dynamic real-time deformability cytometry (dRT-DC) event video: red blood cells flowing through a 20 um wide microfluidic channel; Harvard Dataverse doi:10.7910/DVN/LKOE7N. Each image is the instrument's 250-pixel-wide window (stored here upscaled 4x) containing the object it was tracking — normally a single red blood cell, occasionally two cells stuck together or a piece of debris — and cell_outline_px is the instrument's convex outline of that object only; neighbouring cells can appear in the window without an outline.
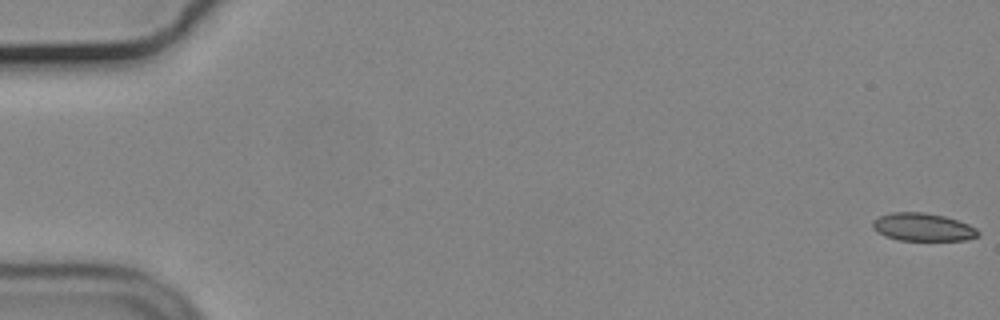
{"species": "common noctule bat (a hibernating species)", "species_latin": "Nyctalus noctula", "temperature_condition": "cold", "stored_images_in_passage": 10, "camera_frame_rate_fps": 3000, "um_per_image_px": 0.085, "animal": {"sex": "male", "body_mass_g": 19.2, "forearm_length_mm": 51.8}, "frame": {"image": 1, "passage_image": 1, "time_ms": 0.0, "image_size_px": [1000, 320], "cell_outline_px": [[980, 236], [964, 240], [896, 240], [884, 236], [872, 228], [872, 220], [880, 216], [892, 212], [924, 212], [944, 216], [968, 224], [976, 228], [980, 232]], "centroid_in_image_um": [78.42, 19.31], "position_along_channel_um": 6.6, "area_um2": 17.22}}